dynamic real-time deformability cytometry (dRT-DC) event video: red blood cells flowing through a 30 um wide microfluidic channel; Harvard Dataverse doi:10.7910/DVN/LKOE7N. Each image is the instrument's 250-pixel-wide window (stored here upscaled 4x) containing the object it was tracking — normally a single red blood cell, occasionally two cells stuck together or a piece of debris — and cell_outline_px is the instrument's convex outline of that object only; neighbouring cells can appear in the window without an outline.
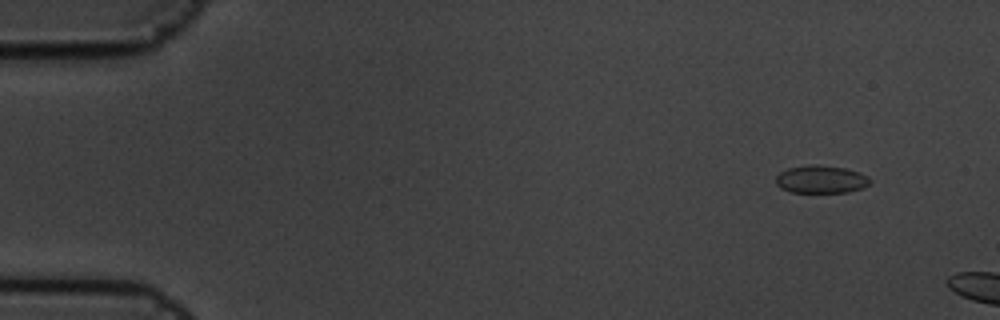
{"species": "common noctule bat (a hibernating species)", "species_latin": "Nyctalus noctula", "temperature_condition": "cold", "stored_images_in_passage": 4, "camera_frame_rate_fps": 3000, "um_per_image_px": 0.085, "animal": {"sex": "male", "body_mass_g": 19.5, "forearm_length_mm": 54.6}, "frame": {"image": 1, "passage_image": 1, "time_ms": 0.0, "image_size_px": [1000, 320], "cell_outline_px": [[872, 180], [864, 188], [848, 192], [792, 192], [780, 188], [776, 184], [776, 176], [780, 172], [788, 168], [812, 164], [816, 164], [844, 168], [860, 172], [868, 176]], "centroid_in_image_um": [69.8, 15.24], "position_along_channel_um": 15.2, "area_um2": 15.32}}